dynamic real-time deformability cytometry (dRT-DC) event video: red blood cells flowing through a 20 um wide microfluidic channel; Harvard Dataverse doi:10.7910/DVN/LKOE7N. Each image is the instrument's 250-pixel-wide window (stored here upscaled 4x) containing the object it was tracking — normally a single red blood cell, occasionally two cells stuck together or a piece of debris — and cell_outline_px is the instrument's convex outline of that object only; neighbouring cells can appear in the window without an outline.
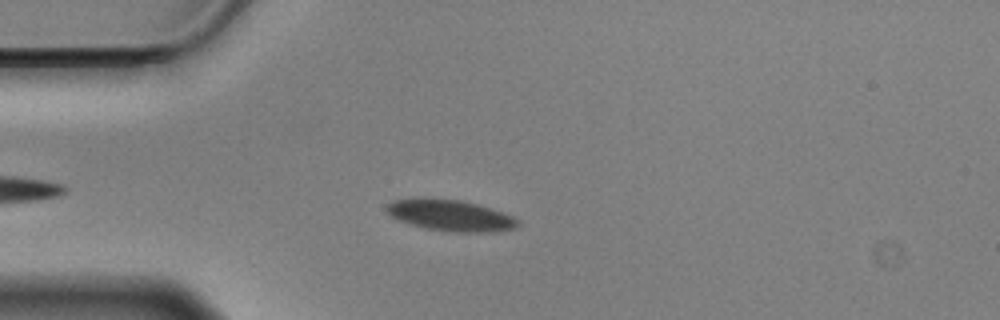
{"species": "Egyptian fruit bat (a non-hibernating species)", "species_latin": "Rousettus aegyptiacus", "temperature_condition": "cold", "stored_images_in_passage": 41, "camera_frame_rate_fps": 3000, "um_per_image_px": 0.085, "animal": {"sex": "male"}, "frame": {"image": 1, "passage_image": 7, "time_ms": 2.0, "image_size_px": [1000, 320], "cell_outline_px": [[520, 224], [516, 228], [496, 232], [452, 232], [424, 228], [400, 220], [392, 216], [384, 208], [392, 200], [460, 200], [476, 204], [512, 216], [520, 220]], "centroid_in_image_um": [38.36, 18.35], "position_along_channel_um": 46.6, "area_um2": 23.12}}
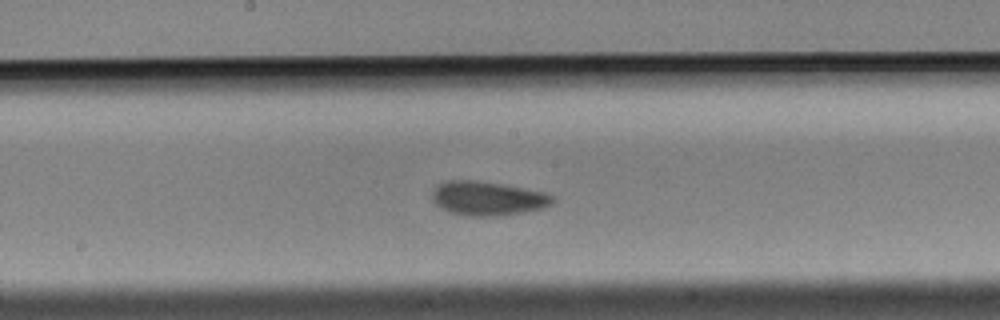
{"frame": {"image": 2, "passage_image": 22, "time_ms": 7.0, "image_size_px": [1000, 320], "cell_outline_px": [[556, 200], [552, 204], [544, 208], [524, 212], [496, 216], [464, 216], [440, 208], [432, 200], [432, 192], [436, 184], [444, 180], [480, 180], [524, 188], [544, 192], [556, 196]], "centroid_in_image_um": [41.45, 16.85], "position_along_channel_um": 206.7, "area_um2": 24.33}}
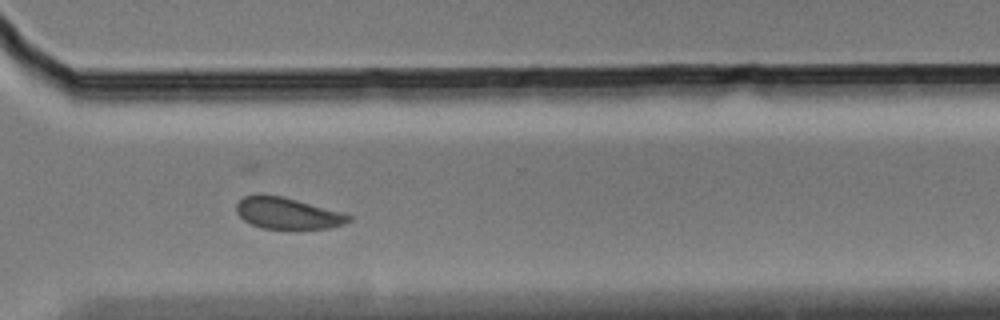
{"frame": {"image": 3, "passage_image": 34, "time_ms": 11.0, "image_size_px": [1000, 320], "cell_outline_px": [[352, 220], [344, 224], [328, 228], [260, 228], [244, 220], [236, 212], [236, 204], [244, 196], [256, 192], [280, 196], [344, 212], [352, 216]], "centroid_in_image_um": [24.42, 18.1], "position_along_channel_um": 346.2, "area_um2": 20.63}, "authors_computed_cell_mechanics": {"area_um2": 22.7154, "velocity_mm_per_s": 3.4895, "shape_relaxation_time_tau1_ms": 2.6429, "shape_relaxation_time_tau2_ms": 8.9321, "deformation_change_tau1": 0.0747, "deformation_change_tau2": 0.1039}}